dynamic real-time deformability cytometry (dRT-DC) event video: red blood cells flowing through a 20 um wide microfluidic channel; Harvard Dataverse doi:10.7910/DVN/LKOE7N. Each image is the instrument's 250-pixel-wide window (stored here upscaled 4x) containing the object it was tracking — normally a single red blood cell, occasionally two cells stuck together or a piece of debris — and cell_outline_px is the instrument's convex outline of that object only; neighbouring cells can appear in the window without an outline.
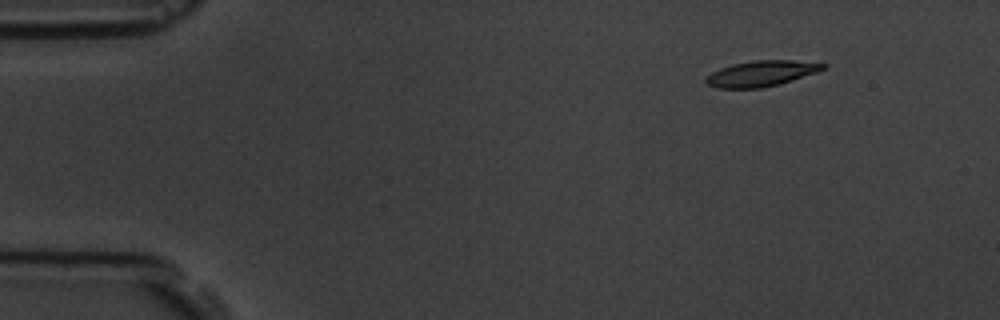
{"species": "common noctule bat (a hibernating species)", "species_latin": "Nyctalus noctula", "temperature_condition": "room temperature", "stored_images_in_passage": 4, "camera_frame_rate_fps": 3000, "um_per_image_px": 0.085, "animal": {"sex": "male", "body_mass_g": 19.5, "forearm_length_mm": 54.6}, "frame": {"image": 1, "passage_image": 2, "time_ms": 1.0, "image_size_px": [1000, 320], "cell_outline_px": [[828, 68], [780, 84], [760, 88], [716, 88], [708, 84], [704, 80], [712, 72], [720, 68], [732, 64], [752, 60], [792, 60], [828, 64]], "centroid_in_image_um": [64.72, 6.24], "position_along_channel_um": 20.3, "area_um2": 17.51}}
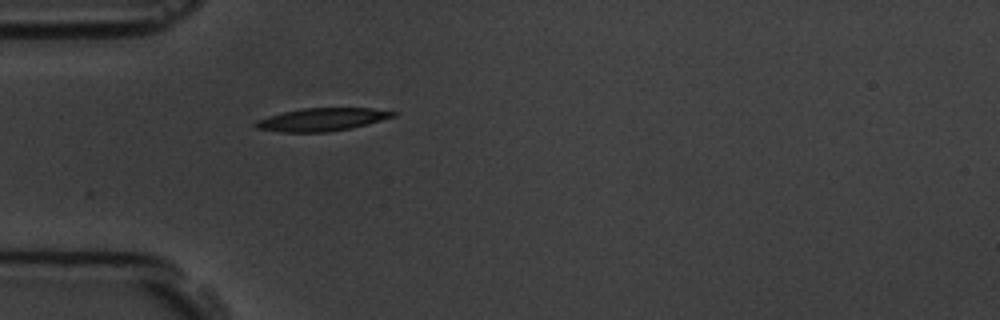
{"frame": {"image": 2, "passage_image": 4, "time_ms": 4.333, "image_size_px": [1000, 320], "cell_outline_px": [[396, 116], [352, 128], [328, 132], [284, 132], [256, 128], [252, 124], [256, 120], [268, 116], [284, 112], [304, 108], [372, 108], [396, 112]], "centroid_in_image_um": [27.35, 10.16], "position_along_channel_um": 57.6, "area_um2": 18.26}}